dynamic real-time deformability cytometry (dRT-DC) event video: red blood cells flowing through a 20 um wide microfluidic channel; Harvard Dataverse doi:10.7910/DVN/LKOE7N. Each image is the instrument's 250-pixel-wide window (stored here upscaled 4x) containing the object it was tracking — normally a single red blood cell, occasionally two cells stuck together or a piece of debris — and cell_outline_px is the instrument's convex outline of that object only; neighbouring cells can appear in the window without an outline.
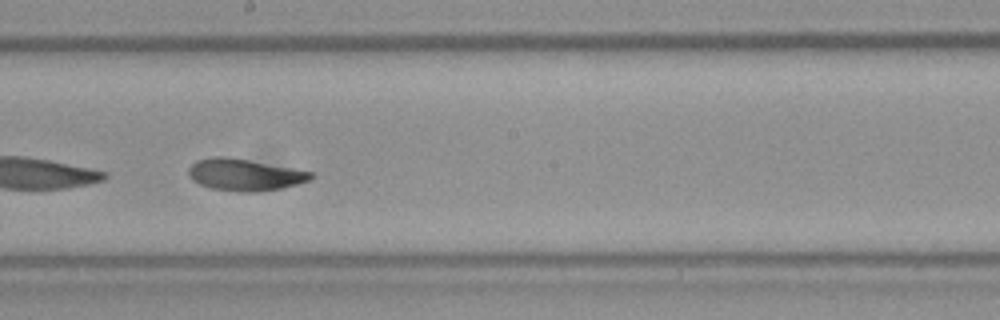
{"species": "Egyptian fruit bat (a non-hibernating species)", "species_latin": "Rousettus aegyptiacus", "temperature_condition": "room temperature", "stored_images_in_passage": 32, "camera_frame_rate_fps": 3000, "um_per_image_px": 0.085, "frame": {"image": 1, "passage_image": 14, "time_ms": 4.333, "image_size_px": [1000, 320], "cell_outline_px": [[316, 176], [308, 180], [296, 184], [280, 188], [256, 192], [236, 192], [212, 188], [200, 184], [192, 180], [188, 176], [188, 168], [196, 160], [216, 156], [224, 156], [248, 160], [312, 172]], "centroid_in_image_um": [20.75, 14.86], "position_along_channel_um": 227.4, "area_um2": 22.48}}
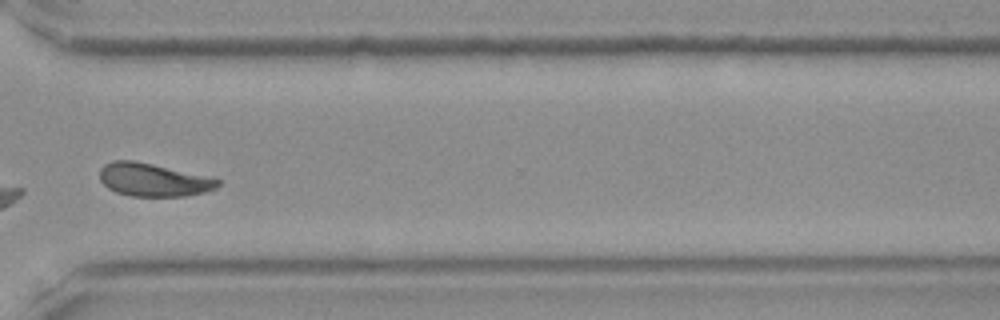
{"frame": {"image": 2, "passage_image": 23, "time_ms": 7.333, "image_size_px": [1000, 320], "cell_outline_px": [[220, 184], [216, 188], [204, 192], [184, 196], [132, 196], [116, 192], [108, 188], [100, 180], [100, 168], [104, 164], [112, 160], [132, 160], [212, 176], [220, 180]], "centroid_in_image_um": [13.05, 15.27], "position_along_channel_um": 357.6, "area_um2": 22.89}}